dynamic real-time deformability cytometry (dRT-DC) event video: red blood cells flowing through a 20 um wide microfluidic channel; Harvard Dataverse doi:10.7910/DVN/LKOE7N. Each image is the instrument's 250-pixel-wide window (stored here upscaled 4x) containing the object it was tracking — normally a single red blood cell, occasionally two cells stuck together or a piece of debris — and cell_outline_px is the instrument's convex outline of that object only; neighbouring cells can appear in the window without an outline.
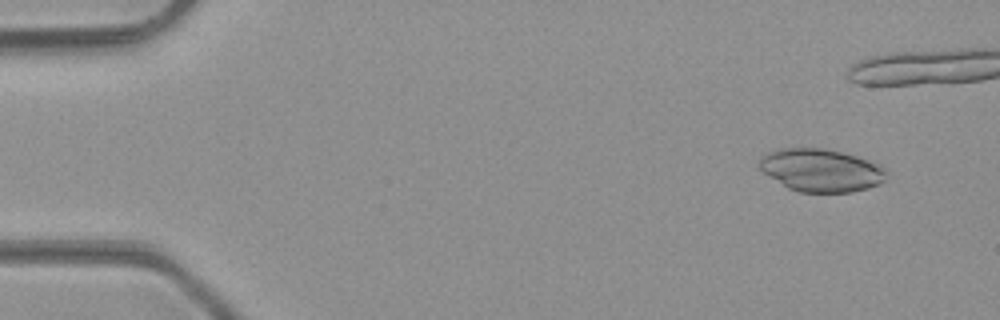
{"species": "common noctule bat (a hibernating species)", "species_latin": "Nyctalus noctula", "temperature_condition": "room temperature", "stored_images_in_passage": 37, "camera_frame_rate_fps": 3000, "um_per_image_px": 0.085, "animal": {"sex": "male", "body_mass_g": 23.1, "forearm_length_mm": 52.7}, "frame": {"image": 1, "passage_image": 2, "time_ms": 0.333, "image_size_px": [1000, 320], "cell_outline_px": [[888, 172], [884, 180], [880, 184], [868, 188], [852, 192], [800, 192], [788, 188], [764, 172], [756, 164], [768, 152], [776, 148], [820, 148], [840, 152], [856, 156], [880, 164], [888, 168]], "centroid_in_image_um": [69.82, 14.47], "position_along_channel_um": 15.2, "area_um2": 31.73}}